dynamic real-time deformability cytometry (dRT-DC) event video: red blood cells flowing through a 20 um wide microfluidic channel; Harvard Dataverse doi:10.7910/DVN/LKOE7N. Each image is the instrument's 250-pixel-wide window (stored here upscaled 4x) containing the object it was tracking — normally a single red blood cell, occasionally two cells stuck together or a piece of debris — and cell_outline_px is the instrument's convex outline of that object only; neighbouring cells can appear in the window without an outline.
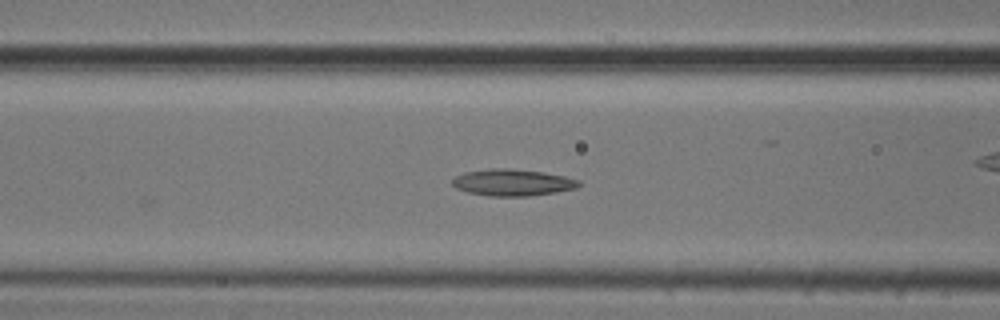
{"species": "common noctule bat (a hibernating species)", "species_latin": "Nyctalus noctula", "temperature_condition": "cold", "stored_images_in_passage": 12, "camera_frame_rate_fps": 3000, "um_per_image_px": 0.085, "animal": {"sex": "male", "body_mass_g": 20.5, "forearm_length_mm": 52.5}, "frame": {"image": 1, "passage_image": 8, "time_ms": 2.333, "image_size_px": [1000, 320], "cell_outline_px": [[580, 184], [576, 188], [556, 192], [528, 196], [488, 196], [468, 192], [456, 188], [452, 184], [452, 180], [456, 176], [464, 172], [488, 168], [512, 168], [544, 172], [564, 176], [580, 180]], "centroid_in_image_um": [43.56, 15.5], "position_along_channel_um": 123.0, "area_um2": 19.77}}